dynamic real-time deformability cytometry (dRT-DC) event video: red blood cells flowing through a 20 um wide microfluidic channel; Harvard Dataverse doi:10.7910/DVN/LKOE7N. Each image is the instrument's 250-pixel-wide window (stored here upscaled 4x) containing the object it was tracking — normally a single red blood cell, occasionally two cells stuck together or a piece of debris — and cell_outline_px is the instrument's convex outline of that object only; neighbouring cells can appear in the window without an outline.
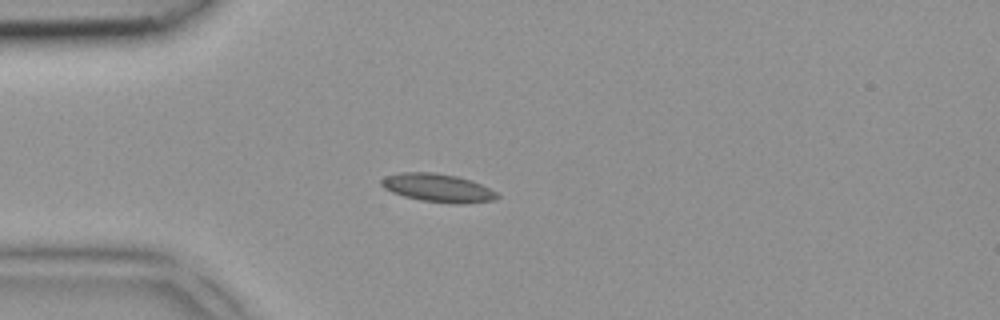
{"species": "common noctule bat (a hibernating species)", "species_latin": "Nyctalus noctula", "temperature_condition": "room temperature", "stored_images_in_passage": 3, "camera_frame_rate_fps": 3000, "um_per_image_px": 0.085, "animal": {"sex": "female", "body_mass_g": 18.4}, "frame": {"image": 1, "passage_image": 3, "time_ms": 0.667, "image_size_px": [1000, 320], "cell_outline_px": [[500, 196], [496, 200], [456, 204], [420, 200], [404, 196], [392, 192], [384, 188], [380, 184], [380, 180], [384, 176], [400, 172], [436, 172], [456, 176], [472, 180], [496, 192]], "centroid_in_image_um": [37.19, 15.96], "position_along_channel_um": 47.8, "area_um2": 19.13}}